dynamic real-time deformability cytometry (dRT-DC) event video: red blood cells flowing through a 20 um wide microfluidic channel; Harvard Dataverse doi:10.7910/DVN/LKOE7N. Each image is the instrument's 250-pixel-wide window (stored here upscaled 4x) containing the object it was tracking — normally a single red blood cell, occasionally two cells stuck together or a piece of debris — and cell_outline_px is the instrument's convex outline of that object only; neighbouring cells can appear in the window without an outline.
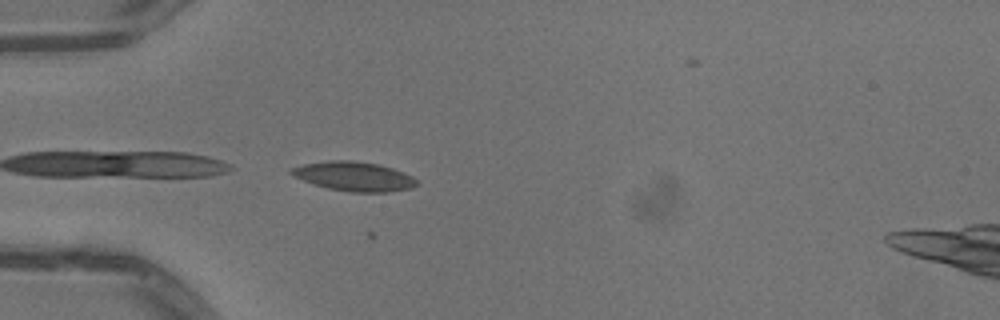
{"species": "common noctule bat (a hibernating species)", "species_latin": "Nyctalus noctula", "temperature_condition": "warm", "stored_images_in_passage": 2, "camera_frame_rate_fps": 3000, "um_per_image_px": 0.085, "animal": {"sex": "male", "body_mass_g": 13.3}, "frame": {"image": 1, "passage_image": 2, "time_ms": 0.333, "image_size_px": [1000, 320], "cell_outline_px": [[420, 184], [412, 188], [388, 192], [352, 192], [328, 188], [292, 176], [288, 172], [288, 168], [304, 164], [328, 160], [352, 160], [376, 164], [392, 168], [412, 176]], "centroid_in_image_um": [30.08, 14.99], "position_along_channel_um": 54.9, "area_um2": 21.39}}